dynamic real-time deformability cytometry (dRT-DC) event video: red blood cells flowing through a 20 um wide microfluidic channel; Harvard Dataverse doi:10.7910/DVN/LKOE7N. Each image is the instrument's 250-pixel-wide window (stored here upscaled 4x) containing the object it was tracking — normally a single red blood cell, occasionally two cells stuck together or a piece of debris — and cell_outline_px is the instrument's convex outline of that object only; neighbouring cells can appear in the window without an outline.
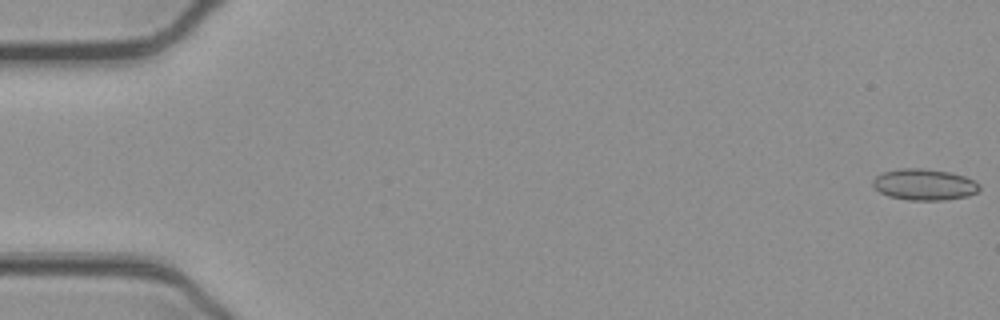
{"species": "common noctule bat (a hibernating species)", "species_latin": "Nyctalus noctula", "temperature_condition": "cold", "stored_images_in_passage": 53, "camera_frame_rate_fps": 3000, "um_per_image_px": 0.085, "animal": {"sex": "female", "body_mass_g": 21.9}, "frame": {"image": 1, "passage_image": 1, "time_ms": 0.0, "image_size_px": [1000, 320], "cell_outline_px": [[980, 188], [976, 192], [968, 196], [944, 200], [908, 200], [888, 196], [880, 192], [872, 184], [872, 180], [876, 176], [884, 172], [900, 168], [920, 168], [948, 172], [964, 176], [980, 184]], "centroid_in_image_um": [78.55, 15.69], "position_along_channel_um": 6.4, "area_um2": 19.31}}
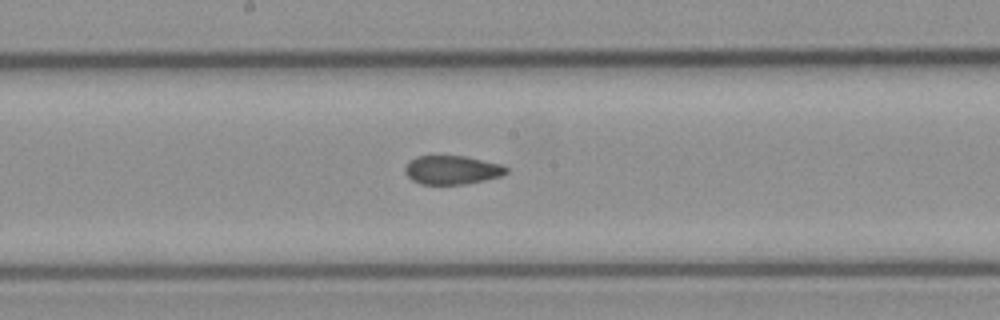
{"frame": {"image": 2, "passage_image": 28, "time_ms": 9.0, "image_size_px": [1000, 320], "cell_outline_px": [[508, 172], [500, 176], [484, 180], [464, 184], [420, 184], [412, 180], [404, 172], [404, 168], [408, 160], [416, 156], [464, 156], [504, 164], [508, 168]], "centroid_in_image_um": [38.41, 14.44], "position_along_channel_um": 209.8, "area_um2": 17.11}}
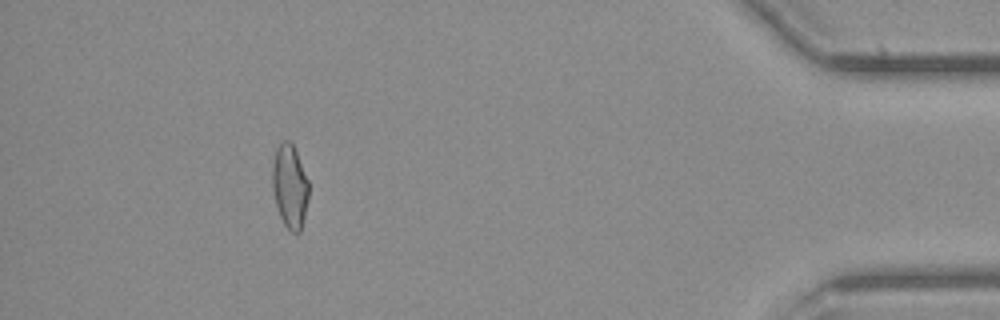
{"frame": {"image": 3, "passage_image": 48, "time_ms": 15.667, "image_size_px": [1000, 320], "cell_outline_px": [[308, 200], [300, 232], [292, 232], [284, 224], [280, 216], [276, 204], [272, 188], [272, 164], [276, 148], [284, 140], [288, 140], [292, 144], [296, 152], [308, 180]], "centroid_in_image_um": [24.62, 15.83], "position_along_channel_um": 410.6, "area_um2": 17.51}, "authors_computed_cell_mechanics": {"area_um2": 18.0914, "velocity_mm_per_s": 3.9232, "shape_relaxation_time_tau1_ms": null, "shape_relaxation_time_tau2_ms": 3.2825, "deformation_change_tau1": null, "deformation_change_tau2": 0.0741}}